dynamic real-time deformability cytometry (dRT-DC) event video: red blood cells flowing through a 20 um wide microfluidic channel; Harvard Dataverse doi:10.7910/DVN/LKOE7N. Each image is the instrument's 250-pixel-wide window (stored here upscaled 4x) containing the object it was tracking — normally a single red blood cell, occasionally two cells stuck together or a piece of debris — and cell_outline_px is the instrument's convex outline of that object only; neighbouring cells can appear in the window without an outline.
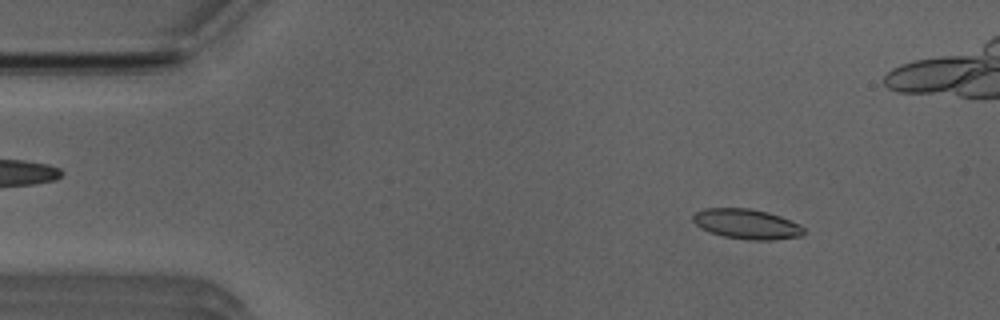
{"species": "Egyptian fruit bat (a non-hibernating species)", "species_latin": "Rousettus aegyptiacus", "temperature_condition": "room temperature", "stored_images_in_passage": 50, "camera_frame_rate_fps": 3000, "um_per_image_px": 0.085, "animal": {"sex": "male"}, "frame": {"image": 1, "passage_image": 4, "time_ms": 1.0, "image_size_px": [1000, 320], "cell_outline_px": [[804, 236], [776, 240], [748, 240], [724, 236], [708, 232], [700, 228], [692, 220], [692, 216], [696, 212], [704, 208], [748, 208], [768, 212], [780, 216], [800, 224], [804, 228]], "centroid_in_image_um": [63.48, 19.05], "position_along_channel_um": 21.5, "area_um2": 19.59}}
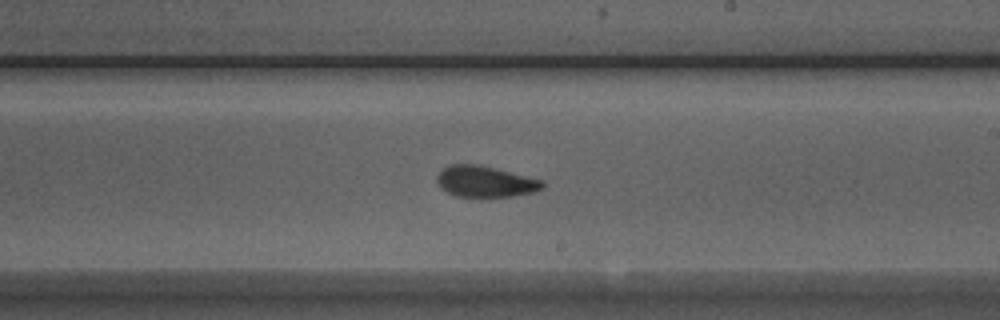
{"frame": {"image": 2, "passage_image": 27, "time_ms": 8.667, "image_size_px": [1000, 320], "cell_outline_px": [[544, 188], [536, 192], [512, 196], [456, 196], [440, 188], [436, 180], [436, 176], [444, 168], [452, 164], [476, 164], [544, 180]], "centroid_in_image_um": [41.26, 15.43], "position_along_channel_um": 247.7, "area_um2": 18.96}}
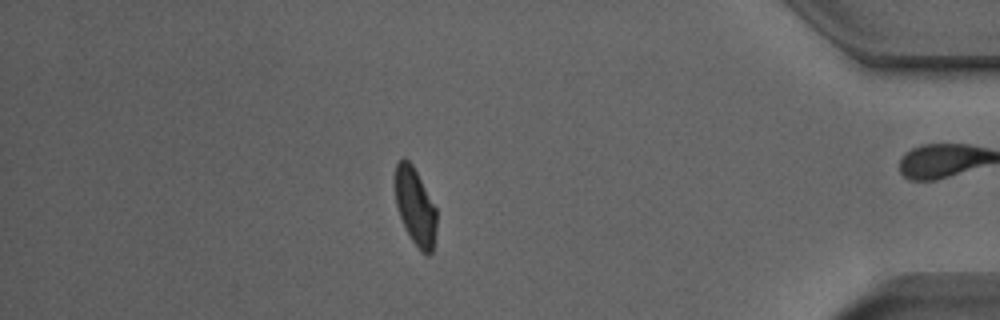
{"frame": {"image": 3, "passage_image": 42, "time_ms": 13.667, "image_size_px": [1000, 320], "cell_outline_px": [[436, 228], [432, 252], [428, 256], [420, 252], [412, 240], [400, 216], [396, 204], [396, 164], [404, 156], [412, 164], [436, 208]], "centroid_in_image_um": [35.31, 17.58], "position_along_channel_um": 399.9, "area_um2": 18.26}, "authors_computed_cell_mechanics": {"area_um2": 19.2474, "velocity_mm_per_s": 3.926, "shape_relaxation_time_tau1_ms": 7.5793, "shape_relaxation_time_tau2_ms": 2.4962, "deformation_change_tau1": 0.1937, "deformation_change_tau2": 0.0902}}